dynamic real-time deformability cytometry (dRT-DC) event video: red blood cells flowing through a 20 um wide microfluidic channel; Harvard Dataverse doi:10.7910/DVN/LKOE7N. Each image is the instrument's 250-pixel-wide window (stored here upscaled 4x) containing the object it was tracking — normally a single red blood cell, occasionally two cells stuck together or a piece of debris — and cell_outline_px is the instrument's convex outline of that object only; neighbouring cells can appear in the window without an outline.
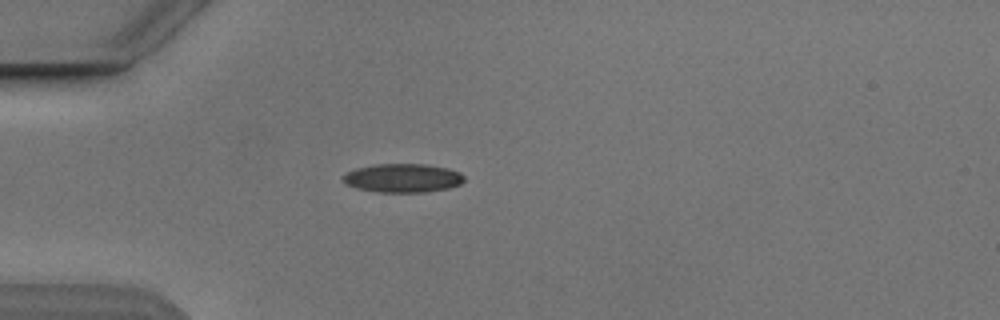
{"species": "Egyptian fruit bat (a non-hibernating species)", "species_latin": "Rousettus aegyptiacus", "temperature_condition": "cold", "stored_images_in_passage": 5, "camera_frame_rate_fps": 3000, "um_per_image_px": 0.085, "animal": {"sex": "male"}, "frame": {"image": 1, "passage_image": 4, "time_ms": 3.667, "image_size_px": [1000, 320], "cell_outline_px": [[464, 180], [460, 184], [448, 188], [424, 192], [380, 192], [356, 188], [348, 184], [340, 176], [356, 168], [372, 164], [428, 164], [448, 168], [460, 172], [464, 176]], "centroid_in_image_um": [34.24, 15.12], "position_along_channel_um": 50.8, "area_um2": 20.29}}